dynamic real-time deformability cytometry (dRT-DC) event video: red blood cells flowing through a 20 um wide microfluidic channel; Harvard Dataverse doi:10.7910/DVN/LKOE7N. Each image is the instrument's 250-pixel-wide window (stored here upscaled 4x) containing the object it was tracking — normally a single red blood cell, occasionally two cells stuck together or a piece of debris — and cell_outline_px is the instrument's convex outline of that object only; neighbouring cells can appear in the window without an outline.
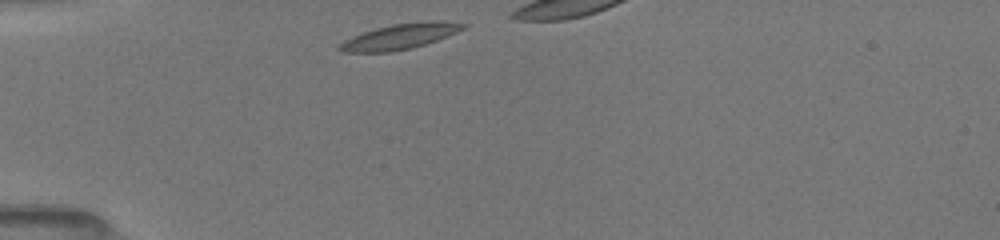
{"species": "common noctule bat (a hibernating species)", "species_latin": "Nyctalus noctula", "temperature_condition": "room temperature", "stored_images_in_passage": 5, "camera_frame_rate_fps": 3000, "um_per_image_px": 0.085, "animal": {"sex": "female", "body_mass_g": 19.5, "forearm_length_mm": 54.1}, "frame": {"image": 1, "passage_image": 1, "time_ms": 0.0, "image_size_px": [1000, 240], "cell_outline_px": [[468, 24], [464, 28], [456, 32], [436, 40], [412, 48], [388, 52], [344, 52], [336, 48], [344, 40], [352, 36], [376, 28], [392, 24], [428, 20], [444, 20]], "centroid_in_image_um": [34.0, 3.08], "position_along_channel_um": 51.0, "area_um2": 18.26}}